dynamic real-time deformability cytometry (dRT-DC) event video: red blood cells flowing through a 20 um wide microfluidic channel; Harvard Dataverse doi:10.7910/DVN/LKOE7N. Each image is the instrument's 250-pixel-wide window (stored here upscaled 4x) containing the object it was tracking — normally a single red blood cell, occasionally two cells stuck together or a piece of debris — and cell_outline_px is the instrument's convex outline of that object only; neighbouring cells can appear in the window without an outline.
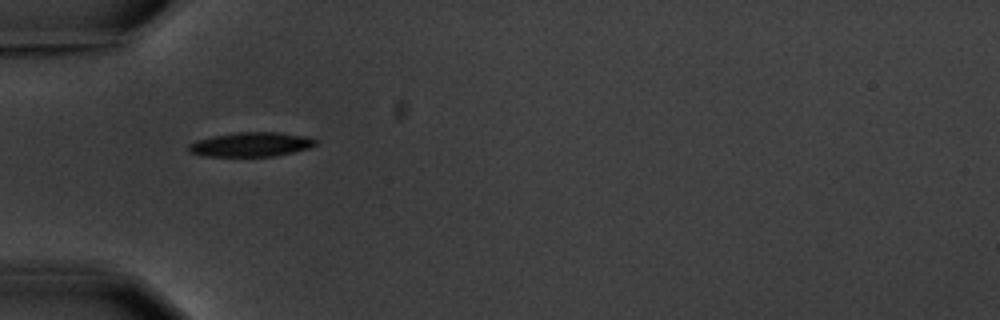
{"species": "common noctule bat (a hibernating species)", "species_latin": "Nyctalus noctula", "temperature_condition": "warm", "stored_images_in_passage": 2, "camera_frame_rate_fps": 3000, "um_per_image_px": 0.085, "animal": {"sex": "male", "body_mass_g": 20.1, "forearm_length_mm": 53.5}, "frame": {"image": 1, "passage_image": 1, "time_ms": 0.0, "image_size_px": [1000, 320], "cell_outline_px": [[316, 144], [308, 148], [292, 152], [272, 156], [208, 156], [188, 152], [188, 144], [196, 140], [212, 136], [236, 132], [280, 132], [308, 136], [316, 140]], "centroid_in_image_um": [21.32, 12.26], "position_along_channel_um": 63.7, "area_um2": 17.98}}